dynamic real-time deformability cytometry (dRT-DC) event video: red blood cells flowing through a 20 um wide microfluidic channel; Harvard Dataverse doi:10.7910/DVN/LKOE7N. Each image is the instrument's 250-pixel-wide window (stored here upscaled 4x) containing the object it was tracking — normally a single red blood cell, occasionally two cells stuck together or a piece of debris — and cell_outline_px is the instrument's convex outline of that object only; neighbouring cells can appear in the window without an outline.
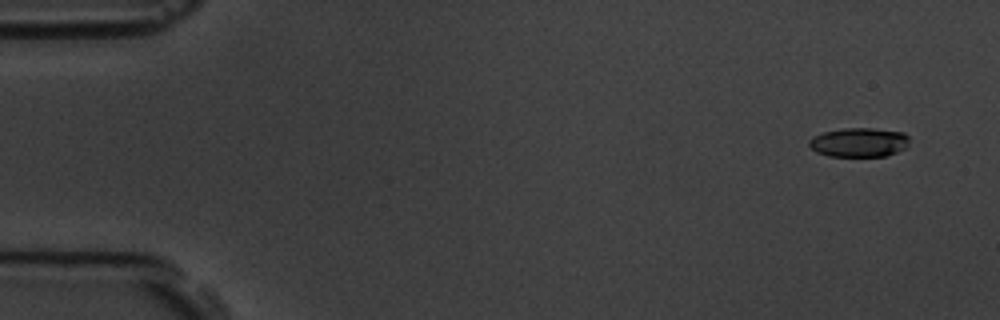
{"species": "common noctule bat (a hibernating species)", "species_latin": "Nyctalus noctula", "temperature_condition": "room temperature", "stored_images_in_passage": 10, "camera_frame_rate_fps": 3000, "um_per_image_px": 0.085, "animal": {"sex": "male", "body_mass_g": 19.5, "forearm_length_mm": 54.6}, "frame": {"image": 1, "passage_image": 1, "time_ms": 0.0, "image_size_px": [1000, 320], "cell_outline_px": [[908, 148], [884, 156], [828, 156], [816, 152], [808, 144], [808, 140], [812, 136], [824, 132], [844, 128], [872, 128], [904, 132], [908, 136]], "centroid_in_image_um": [73.02, 12.1], "position_along_channel_um": 12.0, "area_um2": 17.17}}
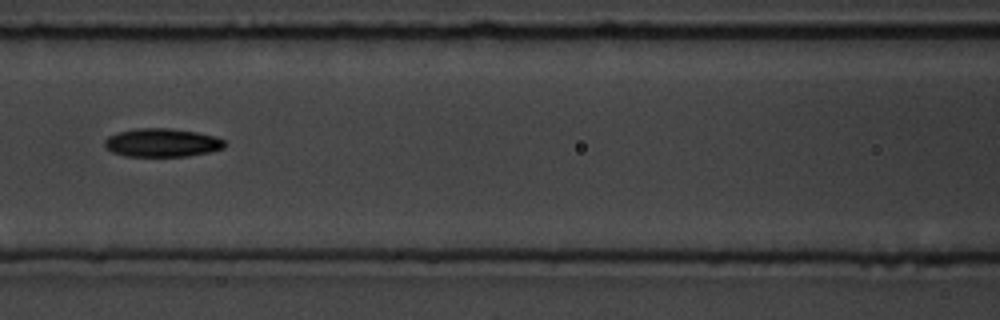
{"frame": {"image": 2, "passage_image": 7, "time_ms": 7.0, "image_size_px": [1000, 320], "cell_outline_px": [[224, 148], [208, 152], [188, 156], [124, 156], [112, 152], [104, 144], [104, 140], [108, 136], [116, 132], [136, 128], [168, 128], [196, 132], [216, 136], [224, 140]], "centroid_in_image_um": [13.75, 12.12], "position_along_channel_um": 152.9, "area_um2": 19.88}}
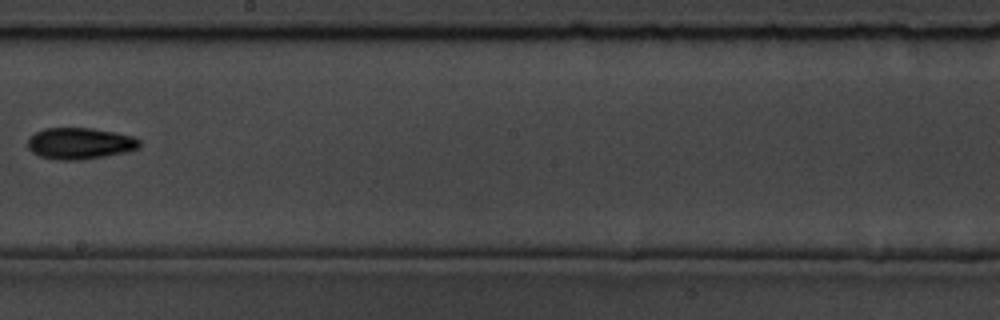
{"frame": {"image": 3, "passage_image": 9, "time_ms": 9.333, "image_size_px": [1000, 320], "cell_outline_px": [[140, 144], [136, 148], [128, 152], [80, 160], [56, 160], [40, 156], [32, 152], [28, 148], [28, 136], [44, 128], [92, 128], [132, 136], [140, 140]], "centroid_in_image_um": [6.75, 12.19], "position_along_channel_um": 241.5, "area_um2": 20.46}}